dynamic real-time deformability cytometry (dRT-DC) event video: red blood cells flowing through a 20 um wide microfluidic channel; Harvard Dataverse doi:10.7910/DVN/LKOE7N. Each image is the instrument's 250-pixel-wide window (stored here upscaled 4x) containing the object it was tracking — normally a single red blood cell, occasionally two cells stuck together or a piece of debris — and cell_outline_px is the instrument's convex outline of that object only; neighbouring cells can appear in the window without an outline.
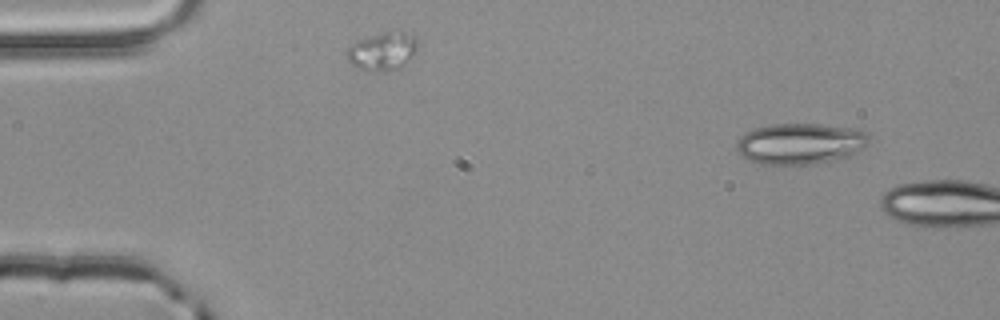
{"species": "common noctule bat (a hibernating species)", "species_latin": "Nyctalus noctula", "temperature_condition": "room temperature", "stored_images_in_passage": 2, "camera_frame_rate_fps": 3000, "um_per_image_px": 0.085, "animal": {"sex": "male", "body_mass_g": 20.4}, "frame": {"image": 1, "passage_image": 1, "time_ms": 0.0, "image_size_px": [1000, 320], "cell_outline_px": [[872, 136], [868, 144], [864, 148], [852, 156], [844, 160], [808, 164], [756, 164], [748, 160], [736, 148], [736, 140], [740, 136], [756, 128], [772, 124], [820, 124], [860, 128], [868, 132]], "centroid_in_image_um": [68.13, 12.21], "position_along_channel_um": 16.9, "area_um2": 32.43}}